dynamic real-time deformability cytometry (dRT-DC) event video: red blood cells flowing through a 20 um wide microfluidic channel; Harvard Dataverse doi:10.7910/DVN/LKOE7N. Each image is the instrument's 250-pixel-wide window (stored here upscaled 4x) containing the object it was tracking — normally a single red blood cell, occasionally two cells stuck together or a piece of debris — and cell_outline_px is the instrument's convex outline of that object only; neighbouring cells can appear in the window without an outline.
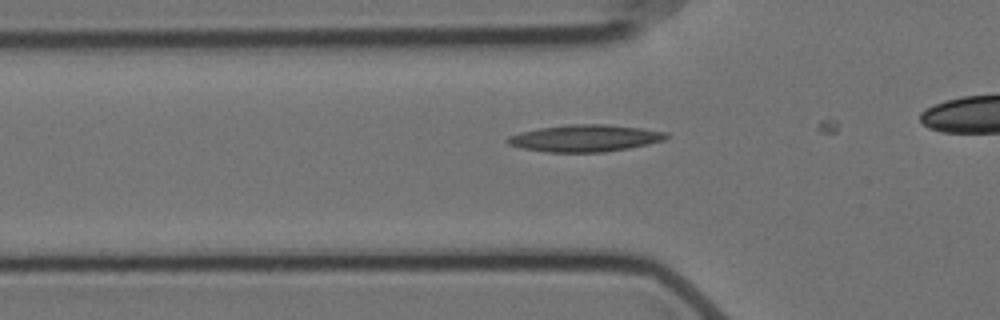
{"species": "Egyptian fruit bat (a non-hibernating species)", "species_latin": "Rousettus aegyptiacus", "temperature_condition": "cold", "stored_images_in_passage": 6, "camera_frame_rate_fps": 3000, "um_per_image_px": 0.085, "animal": {"sex": "female"}, "frame": {"image": 1, "passage_image": 4, "time_ms": 1.0, "image_size_px": [1000, 320], "cell_outline_px": [[672, 136], [664, 140], [648, 144], [628, 148], [604, 152], [544, 152], [520, 148], [508, 144], [504, 140], [508, 136], [520, 132], [536, 128], [568, 124], [608, 124], [640, 128], [668, 132]], "centroid_in_image_um": [49.7, 11.74], "position_along_channel_um": 76.1, "area_um2": 25.26}}